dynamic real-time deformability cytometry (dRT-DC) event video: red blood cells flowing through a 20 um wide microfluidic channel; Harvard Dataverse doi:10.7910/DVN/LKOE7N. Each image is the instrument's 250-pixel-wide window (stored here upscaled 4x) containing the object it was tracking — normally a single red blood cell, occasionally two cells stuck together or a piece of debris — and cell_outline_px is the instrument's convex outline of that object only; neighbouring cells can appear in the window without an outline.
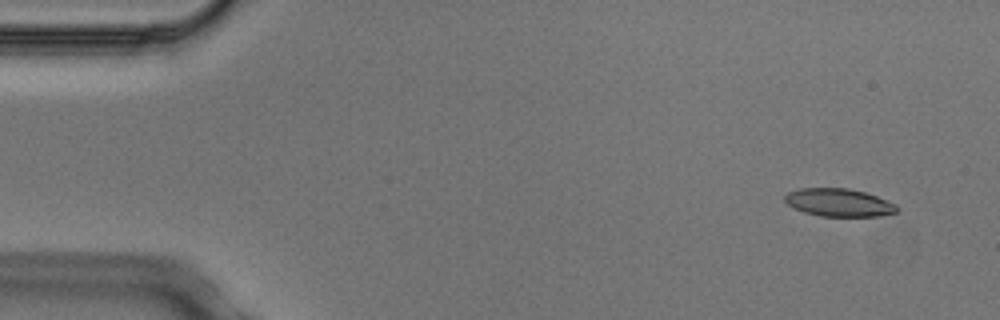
{"species": "Egyptian fruit bat (a non-hibernating species)", "species_latin": "Rousettus aegyptiacus", "temperature_condition": "cold", "stored_images_in_passage": 4, "camera_frame_rate_fps": 3000, "um_per_image_px": 0.085, "animal": {"sex": "male"}, "frame": {"image": 1, "passage_image": 1, "time_ms": 0.0, "image_size_px": [1000, 320], "cell_outline_px": [[900, 208], [896, 212], [880, 216], [820, 216], [804, 212], [792, 208], [784, 200], [784, 196], [788, 192], [800, 188], [848, 188], [864, 192], [876, 196], [896, 204]], "centroid_in_image_um": [71.29, 17.22], "position_along_channel_um": 13.7, "area_um2": 18.26}}
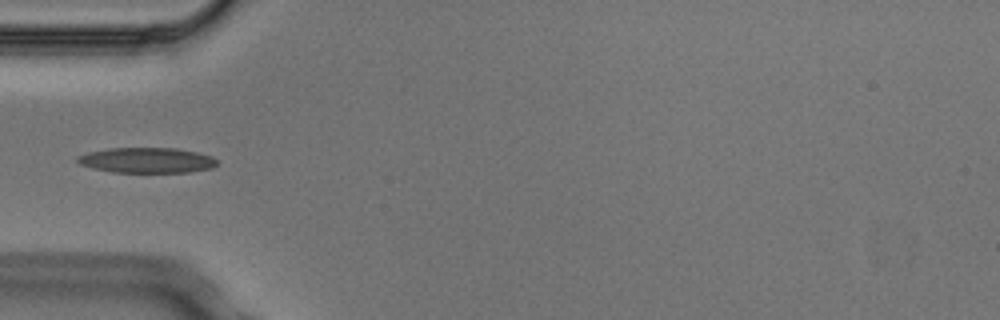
{"frame": {"image": 2, "passage_image": 4, "time_ms": 1.0, "image_size_px": [1000, 320], "cell_outline_px": [[216, 164], [212, 168], [188, 172], [112, 172], [92, 168], [80, 164], [76, 160], [76, 156], [88, 152], [108, 148], [176, 148], [196, 152], [212, 156], [216, 160]], "centroid_in_image_um": [12.44, 13.62], "position_along_channel_um": 72.6, "area_um2": 20.58}}